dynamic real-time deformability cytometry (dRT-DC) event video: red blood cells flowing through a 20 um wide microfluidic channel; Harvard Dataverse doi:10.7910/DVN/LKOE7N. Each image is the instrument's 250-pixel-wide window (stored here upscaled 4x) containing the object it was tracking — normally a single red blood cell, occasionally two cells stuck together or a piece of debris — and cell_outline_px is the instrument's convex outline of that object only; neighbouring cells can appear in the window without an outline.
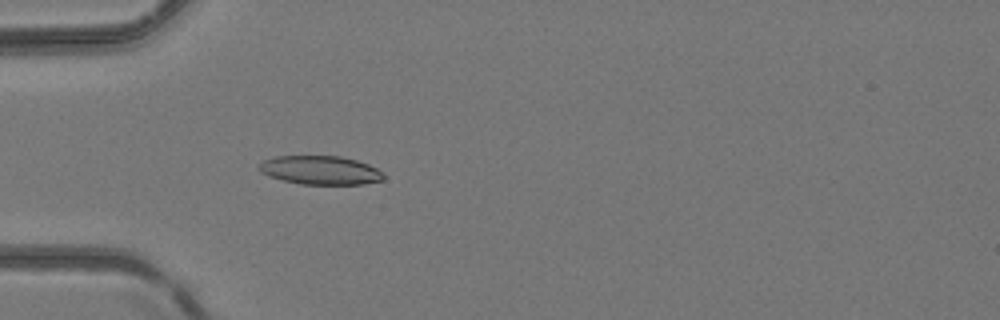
{"species": "common noctule bat (a hibernating species)", "species_latin": "Nyctalus noctula", "temperature_condition": "room temperature", "stored_images_in_passage": 48, "camera_frame_rate_fps": 3000, "um_per_image_px": 0.085, "animal": {"sex": "female", "body_mass_g": 24.6, "forearm_length_mm": 56.2}, "frame": {"image": 1, "passage_image": 16, "time_ms": 5.0, "image_size_px": [1000, 320], "cell_outline_px": [[384, 180], [364, 184], [300, 184], [268, 176], [260, 172], [256, 168], [264, 160], [276, 156], [340, 156], [356, 160], [368, 164], [384, 172]], "centroid_in_image_um": [27.23, 14.47], "position_along_channel_um": 57.8, "area_um2": 20.92}}
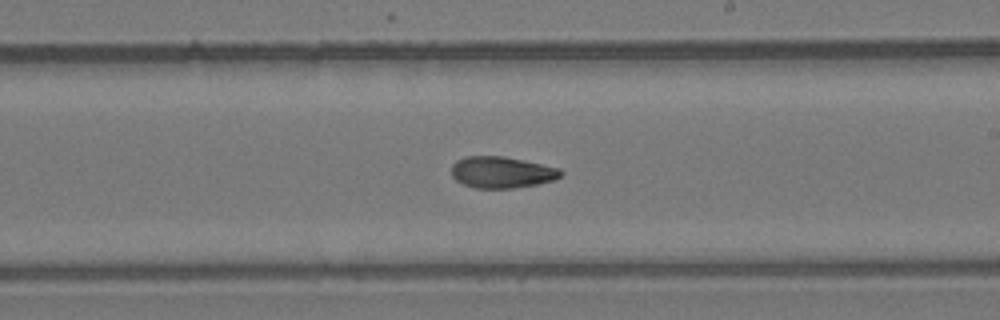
{"frame": {"image": 2, "passage_image": 29, "time_ms": 9.333, "image_size_px": [1000, 320], "cell_outline_px": [[564, 172], [556, 180], [536, 184], [512, 188], [476, 188], [464, 184], [456, 180], [452, 176], [452, 164], [456, 160], [464, 156], [504, 156], [524, 160], [560, 168]], "centroid_in_image_um": [42.65, 14.63], "position_along_channel_um": 246.3, "area_um2": 20.11}}
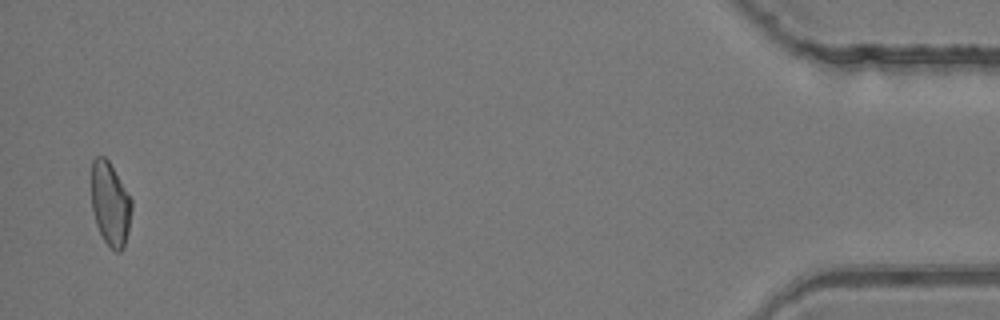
{"frame": {"image": 3, "passage_image": 47, "time_ms": 15.333, "image_size_px": [1000, 320], "cell_outline_px": [[132, 208], [128, 232], [124, 248], [120, 252], [116, 252], [104, 240], [96, 224], [92, 208], [92, 160], [96, 156], [104, 156], [108, 160], [132, 200]], "centroid_in_image_um": [9.38, 17.34], "position_along_channel_um": 425.8, "area_um2": 19.42}}